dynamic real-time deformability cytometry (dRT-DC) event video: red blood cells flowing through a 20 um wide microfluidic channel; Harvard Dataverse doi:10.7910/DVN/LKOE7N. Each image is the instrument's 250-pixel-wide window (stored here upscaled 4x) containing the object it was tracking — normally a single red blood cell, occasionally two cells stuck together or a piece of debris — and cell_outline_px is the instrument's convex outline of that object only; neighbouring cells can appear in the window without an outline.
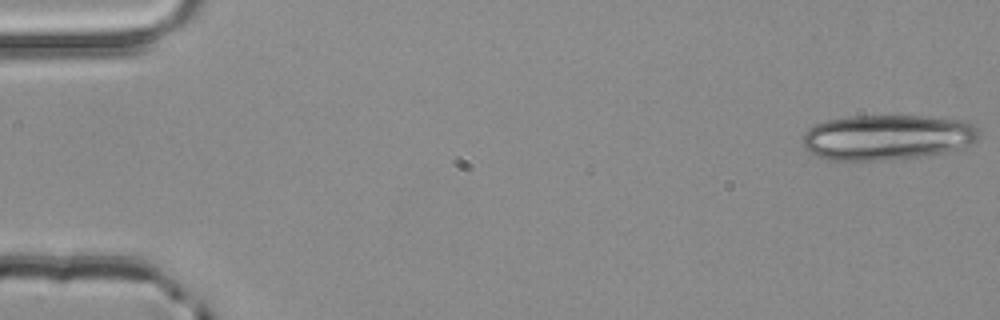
{"species": "common noctule bat (a hibernating species)", "species_latin": "Nyctalus noctula", "temperature_condition": "room temperature", "stored_images_in_passage": 3, "camera_frame_rate_fps": 3000, "um_per_image_px": 0.085, "animal": {"sex": "male", "body_mass_g": 20.4}, "frame": {"image": 1, "passage_image": 1, "time_ms": 0.0, "image_size_px": [1000, 320], "cell_outline_px": [[980, 136], [972, 144], [960, 148], [944, 152], [924, 156], [900, 160], [828, 160], [812, 152], [804, 144], [804, 132], [808, 128], [824, 120], [848, 116], [924, 116], [964, 120], [980, 128]], "centroid_in_image_um": [75.47, 11.66], "position_along_channel_um": 9.5, "area_um2": 46.88}}